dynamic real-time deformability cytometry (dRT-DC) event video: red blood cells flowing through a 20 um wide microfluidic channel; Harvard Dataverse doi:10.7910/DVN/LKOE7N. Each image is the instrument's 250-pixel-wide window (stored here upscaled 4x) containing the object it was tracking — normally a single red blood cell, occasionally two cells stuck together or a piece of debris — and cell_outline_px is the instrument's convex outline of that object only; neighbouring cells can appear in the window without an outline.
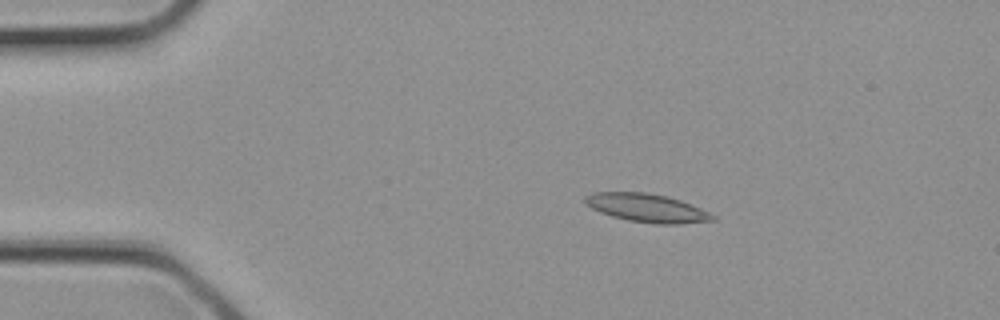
{"species": "common noctule bat (a hibernating species)", "species_latin": "Nyctalus noctula", "temperature_condition": "cold", "stored_images_in_passage": 3, "camera_frame_rate_fps": 3000, "um_per_image_px": 0.085, "animal": {"sex": "female", "body_mass_g": 21.9}, "frame": {"image": 1, "passage_image": 2, "time_ms": 0.333, "image_size_px": [1000, 320], "cell_outline_px": [[716, 220], [676, 224], [656, 224], [628, 220], [612, 216], [600, 212], [584, 204], [584, 196], [592, 192], [644, 192], [668, 196], [680, 200], [700, 208], [716, 216]], "centroid_in_image_um": [54.96, 17.67], "position_along_channel_um": 30.0, "area_um2": 21.1}}
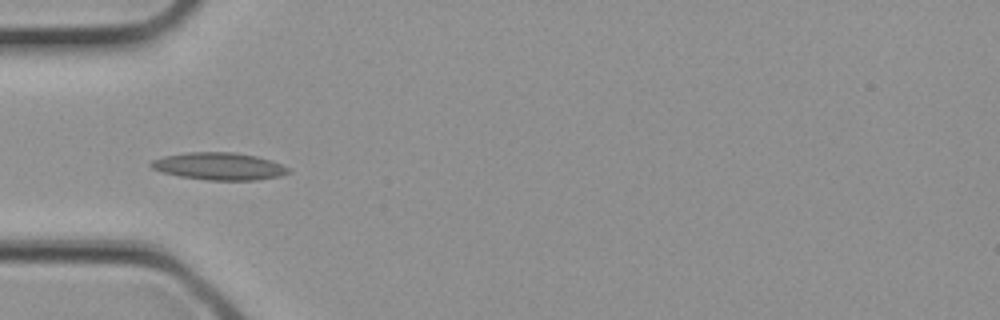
{"frame": {"image": 2, "passage_image": 3, "time_ms": 0.667, "image_size_px": [1000, 320], "cell_outline_px": [[292, 172], [280, 176], [256, 180], [208, 180], [180, 176], [164, 172], [152, 168], [148, 164], [152, 160], [164, 156], [188, 152], [236, 152], [256, 156], [272, 160], [292, 168]], "centroid_in_image_um": [18.69, 14.13], "position_along_channel_um": 66.3, "area_um2": 22.02}}